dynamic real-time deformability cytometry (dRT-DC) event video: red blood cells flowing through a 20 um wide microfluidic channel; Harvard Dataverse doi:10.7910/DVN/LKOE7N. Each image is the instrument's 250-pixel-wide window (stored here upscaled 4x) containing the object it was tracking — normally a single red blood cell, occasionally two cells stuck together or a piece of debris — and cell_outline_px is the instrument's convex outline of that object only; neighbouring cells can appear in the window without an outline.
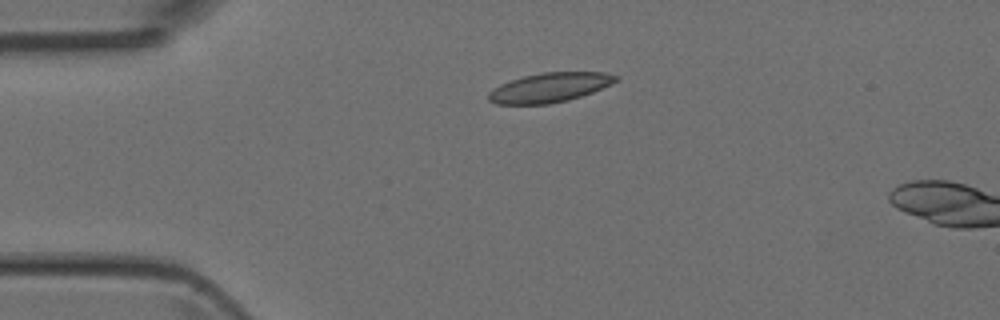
{"species": "Egyptian fruit bat (a non-hibernating species)", "species_latin": "Rousettus aegyptiacus", "temperature_condition": "room temperature", "stored_images_in_passage": 4, "camera_frame_rate_fps": 3000, "um_per_image_px": 0.085, "animal": {"sex": "female"}, "frame": {"image": 1, "passage_image": 3, "time_ms": 2.333, "image_size_px": [1000, 320], "cell_outline_px": [[620, 76], [616, 80], [592, 92], [568, 100], [548, 104], [496, 104], [488, 100], [488, 92], [500, 84], [524, 76], [540, 72], [604, 72]], "centroid_in_image_um": [46.68, 7.44], "position_along_channel_um": 38.3, "area_um2": 21.62}}